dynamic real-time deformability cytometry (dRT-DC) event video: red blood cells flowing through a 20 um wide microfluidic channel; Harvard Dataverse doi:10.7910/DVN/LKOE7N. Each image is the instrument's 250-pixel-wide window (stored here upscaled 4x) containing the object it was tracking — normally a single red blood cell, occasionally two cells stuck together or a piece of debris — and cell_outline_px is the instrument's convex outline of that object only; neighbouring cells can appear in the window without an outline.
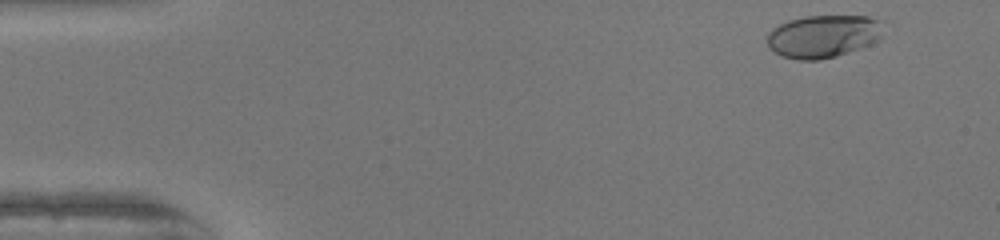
{"species": "human", "species_latin": "Homo sapiens", "temperature_condition": "warm", "stored_images_in_passage": 41, "camera_frame_rate_fps": 3000, "um_per_image_px": 0.085, "donor": {"sex": "female"}, "frame": {"image": 1, "passage_image": 3, "time_ms": 0.667, "image_size_px": [1000, 240], "cell_outline_px": [[880, 40], [872, 44], [836, 56], [820, 60], [800, 60], [784, 56], [776, 52], [768, 44], [768, 32], [772, 28], [788, 20], [808, 16], [868, 16], [880, 20]], "centroid_in_image_um": [69.98, 3.08], "position_along_channel_um": 15.0, "area_um2": 28.67}}
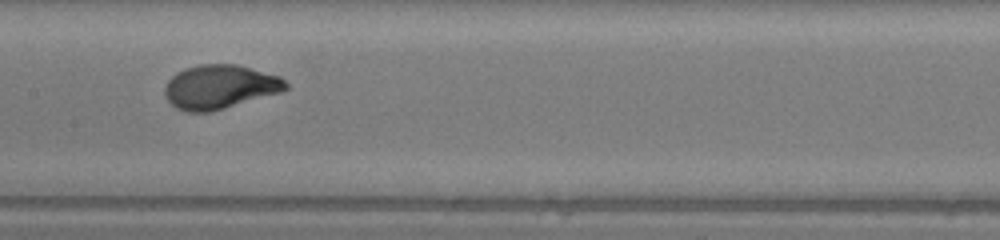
{"frame": {"image": 2, "passage_image": 25, "time_ms": 8.0, "image_size_px": [1000, 240], "cell_outline_px": [[288, 88], [280, 92], [224, 108], [208, 112], [184, 112], [176, 108], [164, 96], [164, 88], [168, 80], [176, 72], [200, 64], [236, 64], [280, 76], [288, 84]], "centroid_in_image_um": [18.66, 7.38], "position_along_channel_um": 188.7, "area_um2": 30.87}}
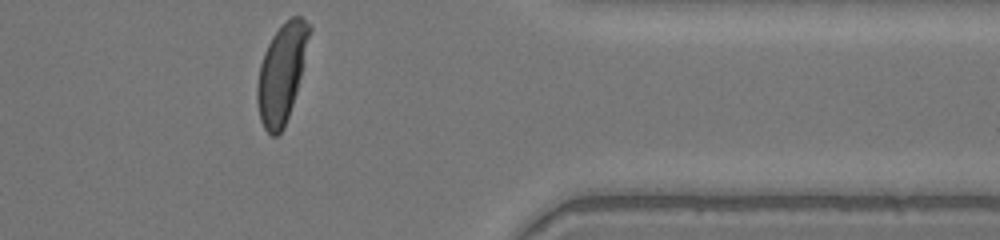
{"frame": {"image": 3, "passage_image": 41, "time_ms": 13.333, "image_size_px": [1000, 240], "cell_outline_px": [[312, 28], [296, 92], [284, 128], [276, 136], [272, 136], [264, 128], [260, 120], [256, 100], [256, 88], [260, 64], [264, 52], [272, 36], [284, 20], [292, 16], [300, 16]], "centroid_in_image_um": [23.92, 6.2], "position_along_channel_um": 387.5, "area_um2": 29.71}, "authors_computed_cell_mechanics": {"area_um2": 29.7092, "velocity_mm_per_s": 4.0532, "shape_relaxation_time_tau1_ms": 2.4836, "shape_relaxation_time_tau2_ms": null, "deformation_change_tau1": 0.1866, "deformation_change_tau2": null}}